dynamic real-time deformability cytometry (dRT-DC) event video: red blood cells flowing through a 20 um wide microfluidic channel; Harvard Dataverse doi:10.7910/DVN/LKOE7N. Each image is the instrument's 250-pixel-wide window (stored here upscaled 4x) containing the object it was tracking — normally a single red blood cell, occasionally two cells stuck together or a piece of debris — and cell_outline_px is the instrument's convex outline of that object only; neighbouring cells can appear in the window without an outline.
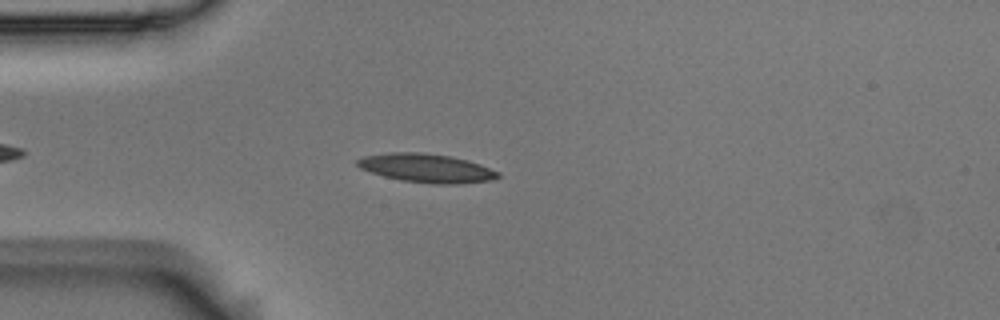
{"species": "Egyptian fruit bat (a non-hibernating species)", "species_latin": "Rousettus aegyptiacus", "temperature_condition": "room temperature", "stored_images_in_passage": 4, "camera_frame_rate_fps": 3000, "um_per_image_px": 0.085, "animal": {"sex": "male"}, "frame": {"image": 1, "passage_image": 4, "time_ms": 1.0, "image_size_px": [1000, 320], "cell_outline_px": [[500, 176], [492, 180], [460, 184], [436, 184], [400, 180], [384, 176], [360, 168], [356, 164], [356, 160], [364, 156], [392, 152], [420, 152], [452, 156], [468, 160], [480, 164], [500, 172]], "centroid_in_image_um": [36.28, 14.29], "position_along_channel_um": 48.7, "area_um2": 23.58}}